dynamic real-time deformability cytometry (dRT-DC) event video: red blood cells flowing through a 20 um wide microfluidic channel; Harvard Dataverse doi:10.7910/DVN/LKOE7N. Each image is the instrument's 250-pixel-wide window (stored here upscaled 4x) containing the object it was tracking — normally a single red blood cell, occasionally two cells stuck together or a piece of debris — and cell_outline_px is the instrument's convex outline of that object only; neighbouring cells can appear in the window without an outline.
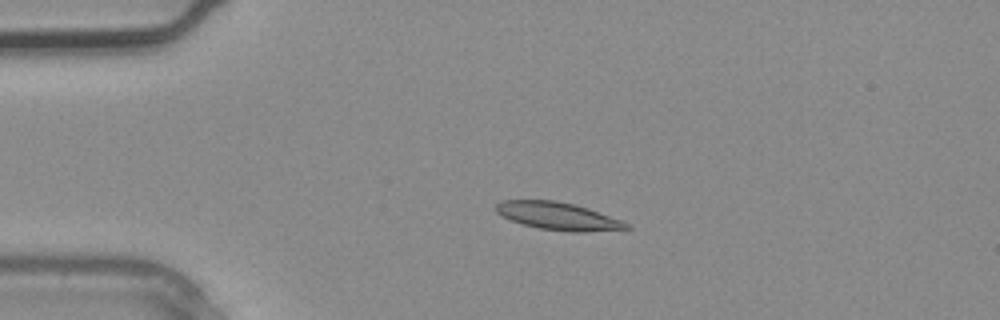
{"species": "common noctule bat (a hibernating species)", "species_latin": "Nyctalus noctula", "temperature_condition": "warm", "stored_images_in_passage": 2, "camera_frame_rate_fps": 3000, "um_per_image_px": 0.085, "animal": {"sex": "male", "body_mass_g": 20.4}, "frame": {"image": 1, "passage_image": 1, "time_ms": 0.0, "image_size_px": [1000, 320], "cell_outline_px": [[632, 228], [584, 232], [572, 232], [540, 228], [524, 224], [500, 216], [496, 212], [496, 204], [500, 200], [556, 200], [576, 204], [588, 208], [620, 220], [628, 224]], "centroid_in_image_um": [47.4, 18.35], "position_along_channel_um": 37.6, "area_um2": 20.87}}